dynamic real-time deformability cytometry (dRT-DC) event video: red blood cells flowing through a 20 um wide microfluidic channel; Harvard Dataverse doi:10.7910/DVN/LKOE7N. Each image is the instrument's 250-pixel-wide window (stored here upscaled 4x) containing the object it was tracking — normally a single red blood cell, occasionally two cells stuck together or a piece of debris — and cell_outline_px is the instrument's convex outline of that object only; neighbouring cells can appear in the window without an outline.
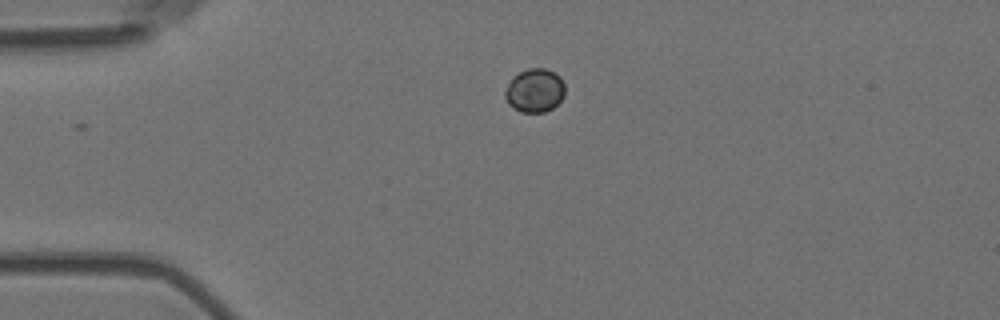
{"species": "Egyptian fruit bat (a non-hibernating species)", "species_latin": "Rousettus aegyptiacus", "temperature_condition": "room temperature", "stored_images_in_passage": 4, "camera_frame_rate_fps": 3000, "um_per_image_px": 0.085, "animal": {"sex": "female"}, "frame": {"image": 1, "passage_image": 4, "time_ms": 1.0, "image_size_px": [1000, 320], "cell_outline_px": [[564, 96], [552, 108], [544, 112], [520, 112], [512, 108], [508, 104], [504, 96], [504, 92], [512, 76], [528, 68], [544, 68], [560, 76], [564, 84]], "centroid_in_image_um": [45.42, 7.69], "position_along_channel_um": 39.6, "area_um2": 15.26}}